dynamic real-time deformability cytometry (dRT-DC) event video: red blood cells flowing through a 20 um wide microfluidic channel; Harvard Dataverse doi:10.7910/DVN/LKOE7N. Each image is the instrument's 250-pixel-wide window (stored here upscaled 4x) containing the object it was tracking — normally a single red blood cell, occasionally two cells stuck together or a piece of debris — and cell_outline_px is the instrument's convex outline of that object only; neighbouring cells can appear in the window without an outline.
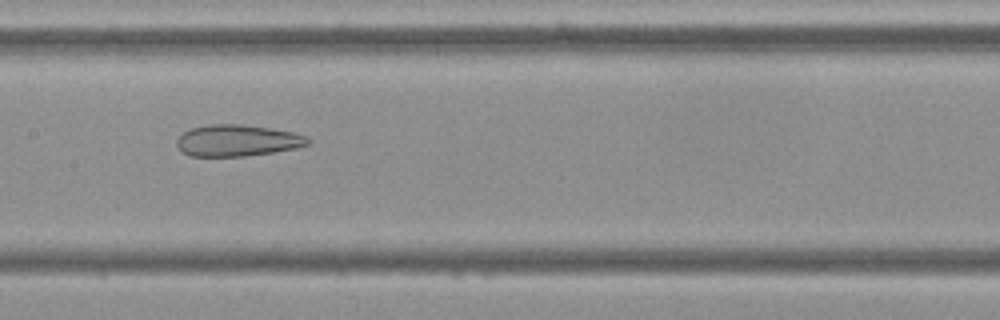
{"species": "Egyptian fruit bat (a non-hibernating species)", "species_latin": "Rousettus aegyptiacus", "temperature_condition": "cold", "stored_images_in_passage": 48, "camera_frame_rate_fps": 3000, "um_per_image_px": 0.085, "frame": {"image": 1, "passage_image": 20, "time_ms": 6.333, "image_size_px": [1000, 320], "cell_outline_px": [[312, 144], [296, 148], [272, 152], [244, 156], [188, 156], [180, 152], [176, 144], [176, 140], [184, 132], [192, 128], [208, 124], [240, 124], [272, 128], [292, 132], [308, 136], [312, 140]], "centroid_in_image_um": [20.19, 11.94], "position_along_channel_um": 187.2, "area_um2": 24.33}}
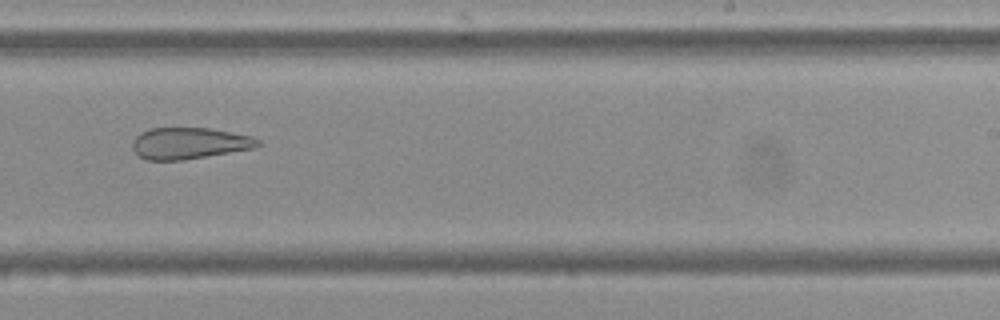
{"frame": {"image": 2, "passage_image": 27, "time_ms": 8.667, "image_size_px": [1000, 320], "cell_outline_px": [[260, 144], [256, 148], [184, 160], [148, 160], [136, 156], [132, 148], [132, 140], [140, 132], [152, 128], [208, 128], [252, 136], [260, 140]], "centroid_in_image_um": [16.06, 12.18], "position_along_channel_um": 272.9, "area_um2": 23.18}}
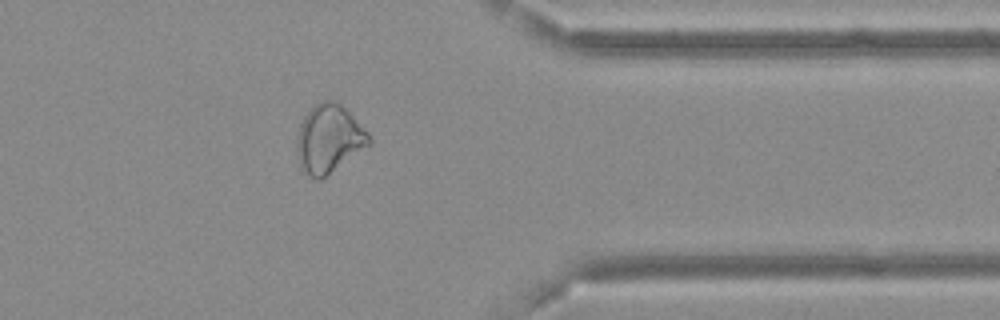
{"frame": {"image": 3, "passage_image": 37, "time_ms": 12.0, "image_size_px": [1000, 320], "cell_outline_px": [[372, 144], [320, 180], [316, 180], [308, 176], [300, 168], [296, 148], [296, 140], [300, 124], [304, 116], [320, 100], [336, 100], [368, 132], [372, 140]], "centroid_in_image_um": [27.95, 11.82], "position_along_channel_um": 383.4, "area_um2": 28.78}, "authors_computed_cell_mechanics": {"area_um2": 28.7266, "velocity_mm_per_s": 3.6818, "shape_relaxation_time_tau1_ms": null, "shape_relaxation_time_tau2_ms": 3.1013, "deformation_change_tau1": null, "deformation_change_tau2": 0.119}}